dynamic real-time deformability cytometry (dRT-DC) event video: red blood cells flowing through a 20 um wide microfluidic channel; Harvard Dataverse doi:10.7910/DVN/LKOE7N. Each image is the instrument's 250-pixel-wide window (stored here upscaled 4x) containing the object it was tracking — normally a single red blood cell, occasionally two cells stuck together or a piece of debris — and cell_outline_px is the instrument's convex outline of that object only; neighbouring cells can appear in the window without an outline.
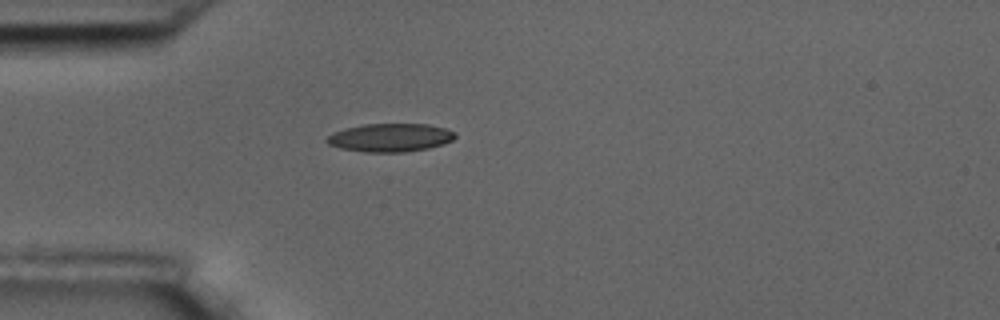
{"species": "common noctule bat (a hibernating species)", "species_latin": "Nyctalus noctula", "temperature_condition": "room temperature", "stored_images_in_passage": 30, "camera_frame_rate_fps": 3000, "um_per_image_px": 0.085, "animal": {"sex": "male", "body_mass_g": 17.5, "forearm_length_mm": 52.3}, "frame": {"image": 1, "passage_image": 1, "time_ms": 0.0, "image_size_px": [1000, 320], "cell_outline_px": [[456, 136], [452, 140], [444, 144], [428, 148], [404, 152], [364, 152], [340, 148], [328, 144], [324, 140], [332, 132], [344, 128], [364, 124], [428, 124], [444, 128], [456, 132]], "centroid_in_image_um": [33.15, 11.69], "position_along_channel_um": 51.9, "area_um2": 21.27}}
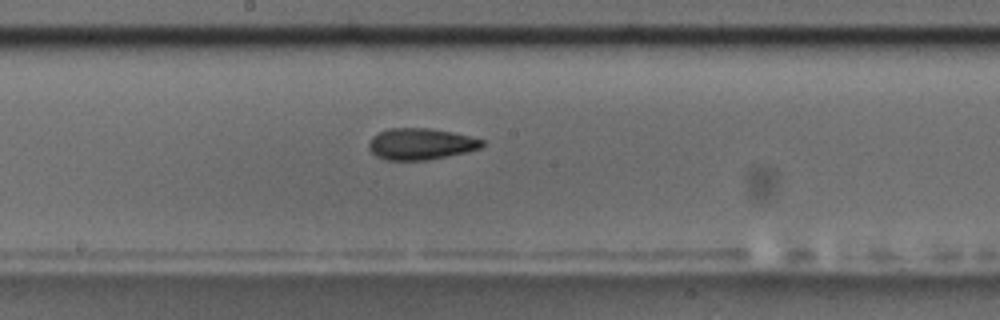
{"frame": {"image": 2, "passage_image": 15, "time_ms": 4.667, "image_size_px": [1000, 320], "cell_outline_px": [[484, 144], [480, 148], [468, 152], [428, 160], [388, 160], [376, 156], [368, 148], [368, 144], [372, 136], [388, 128], [428, 128], [452, 132], [484, 140]], "centroid_in_image_um": [35.75, 12.24], "position_along_channel_um": 212.4, "area_um2": 20.75}}
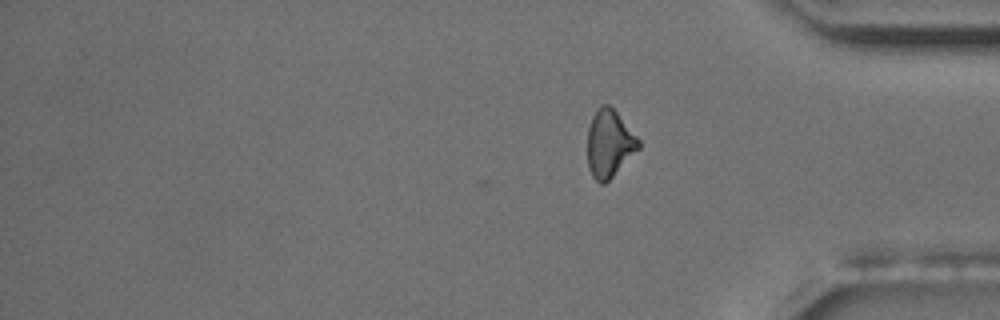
{"frame": {"image": 3, "passage_image": 30, "time_ms": 9.667, "image_size_px": [1000, 320], "cell_outline_px": [[640, 148], [604, 184], [600, 184], [592, 176], [588, 168], [588, 128], [592, 116], [596, 108], [600, 104], [608, 104], [616, 112], [640, 140]], "centroid_in_image_um": [51.77, 12.19], "position_along_channel_um": 383.4, "area_um2": 19.94}, "authors_computed_cell_mechanics": {"area_um2": 20.23, "velocity_mm_per_s": 3.6411, "shape_relaxation_time_tau1_ms": 6.5172, "shape_relaxation_time_tau2_ms": 3.2757, "deformation_change_tau1": 0.1618, "deformation_change_tau2": 0.101}}